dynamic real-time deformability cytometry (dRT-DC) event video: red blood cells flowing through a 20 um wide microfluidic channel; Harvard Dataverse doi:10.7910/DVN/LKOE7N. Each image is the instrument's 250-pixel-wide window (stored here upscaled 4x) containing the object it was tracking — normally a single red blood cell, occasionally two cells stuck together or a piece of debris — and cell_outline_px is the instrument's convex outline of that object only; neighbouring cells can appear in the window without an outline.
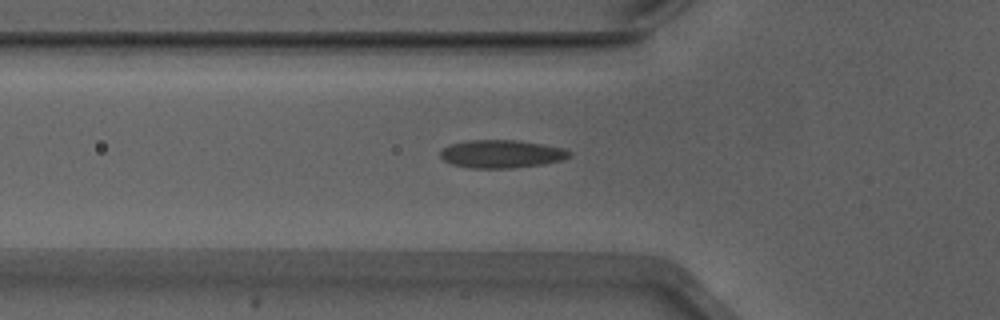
{"species": "Egyptian fruit bat (a non-hibernating species)", "species_latin": "Rousettus aegyptiacus", "temperature_condition": "warm", "stored_images_in_passage": 39, "camera_frame_rate_fps": 3000, "um_per_image_px": 0.085, "animal": {"sex": "male"}, "frame": {"image": 1, "passage_image": 9, "time_ms": 2.667, "image_size_px": [1000, 320], "cell_outline_px": [[572, 156], [560, 160], [544, 164], [512, 168], [468, 168], [452, 164], [444, 160], [440, 156], [440, 152], [448, 144], [468, 140], [516, 140], [564, 148], [572, 152]], "centroid_in_image_um": [42.62, 13.08], "position_along_channel_um": 83.2, "area_um2": 21.1}}
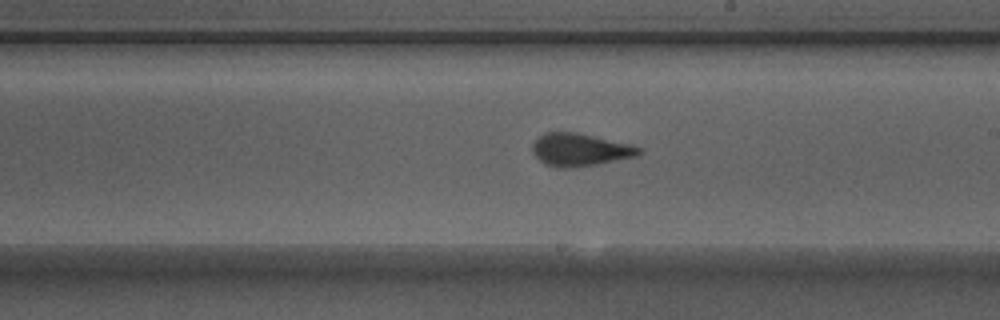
{"frame": {"image": 2, "passage_image": 21, "time_ms": 6.667, "image_size_px": [1000, 320], "cell_outline_px": [[640, 152], [636, 156], [596, 164], [568, 168], [556, 168], [544, 164], [532, 152], [532, 144], [544, 132], [576, 132], [632, 144], [640, 148]], "centroid_in_image_um": [49.26, 12.72], "position_along_channel_um": 239.7, "area_um2": 20.17}}
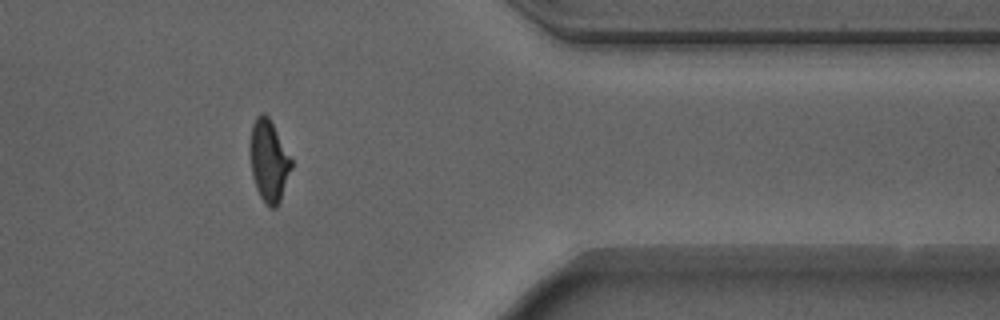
{"frame": {"image": 3, "passage_image": 34, "time_ms": 11.0, "image_size_px": [1000, 320], "cell_outline_px": [[292, 168], [280, 200], [276, 208], [268, 208], [260, 196], [256, 188], [252, 176], [252, 124], [256, 116], [264, 112], [268, 116], [292, 160]], "centroid_in_image_um": [22.88, 13.71], "position_along_channel_um": 388.5, "area_um2": 19.07}}